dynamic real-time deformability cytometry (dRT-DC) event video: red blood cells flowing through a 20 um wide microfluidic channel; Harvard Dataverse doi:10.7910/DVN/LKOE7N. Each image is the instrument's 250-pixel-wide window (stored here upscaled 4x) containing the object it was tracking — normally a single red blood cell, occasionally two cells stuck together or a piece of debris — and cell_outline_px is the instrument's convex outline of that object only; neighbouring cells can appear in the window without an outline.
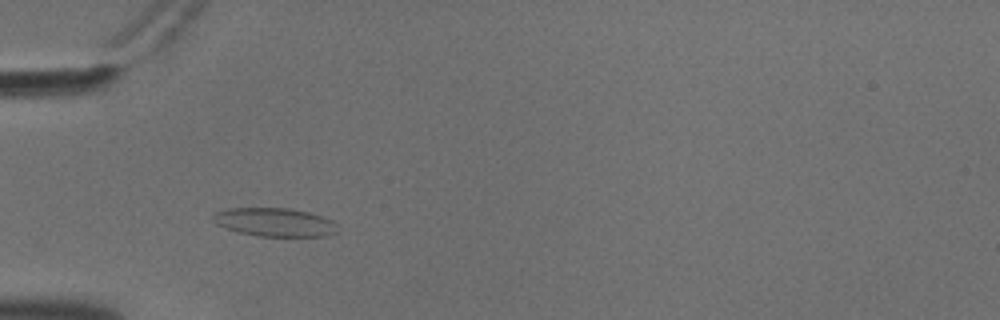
{"species": "common noctule bat (a hibernating species)", "species_latin": "Nyctalus noctula", "temperature_condition": "cold", "stored_images_in_passage": 49, "camera_frame_rate_fps": 3000, "um_per_image_px": 0.085, "animal": {"sex": "male", "body_mass_g": 18.8}, "frame": {"image": 1, "passage_image": 11, "time_ms": 3.333, "image_size_px": [1000, 320], "cell_outline_px": [[340, 232], [328, 236], [256, 236], [236, 232], [224, 228], [216, 224], [208, 216], [216, 212], [228, 208], [288, 208], [308, 212], [332, 220], [336, 224]], "centroid_in_image_um": [23.31, 18.89], "position_along_channel_um": 61.7, "area_um2": 21.04}}
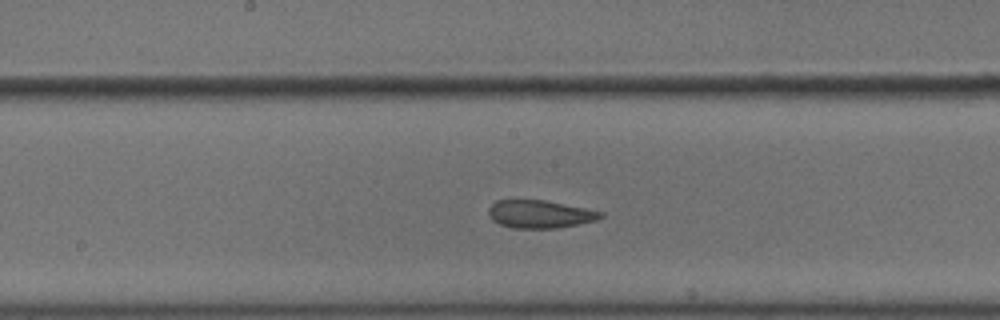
{"frame": {"image": 2, "passage_image": 23, "time_ms": 7.333, "image_size_px": [1000, 320], "cell_outline_px": [[604, 216], [596, 220], [556, 228], [512, 228], [500, 224], [492, 220], [488, 216], [488, 208], [496, 200], [544, 200], [604, 212]], "centroid_in_image_um": [45.85, 18.2], "position_along_channel_um": 202.3, "area_um2": 18.09}}
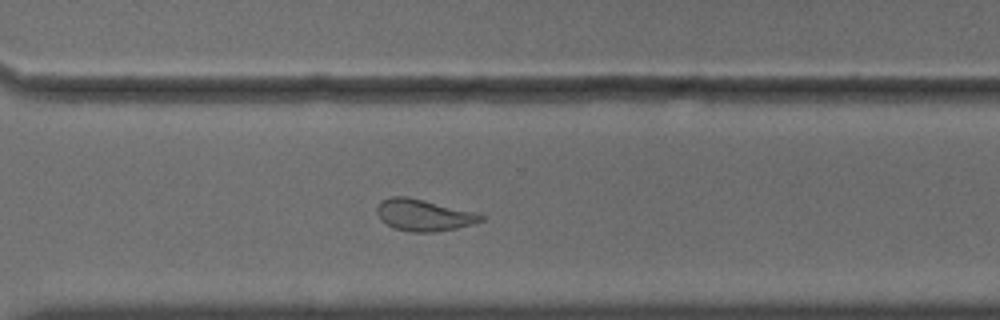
{"frame": {"image": 3, "passage_image": 34, "time_ms": 11.0, "image_size_px": [1000, 320], "cell_outline_px": [[484, 220], [472, 224], [456, 228], [432, 232], [412, 232], [392, 228], [380, 220], [376, 212], [376, 208], [380, 200], [392, 196], [408, 196], [472, 212], [484, 216]], "centroid_in_image_um": [35.93, 18.28], "position_along_channel_um": 334.7, "area_um2": 19.07}, "authors_computed_cell_mechanics": {"area_um2": 19.9988, "velocity_mm_per_s": 3.6214, "shape_relaxation_time_tau1_ms": 9.4726, "shape_relaxation_time_tau2_ms": 1.9416, "deformation_change_tau1": 0.2003, "deformation_change_tau2": 0.0986}}